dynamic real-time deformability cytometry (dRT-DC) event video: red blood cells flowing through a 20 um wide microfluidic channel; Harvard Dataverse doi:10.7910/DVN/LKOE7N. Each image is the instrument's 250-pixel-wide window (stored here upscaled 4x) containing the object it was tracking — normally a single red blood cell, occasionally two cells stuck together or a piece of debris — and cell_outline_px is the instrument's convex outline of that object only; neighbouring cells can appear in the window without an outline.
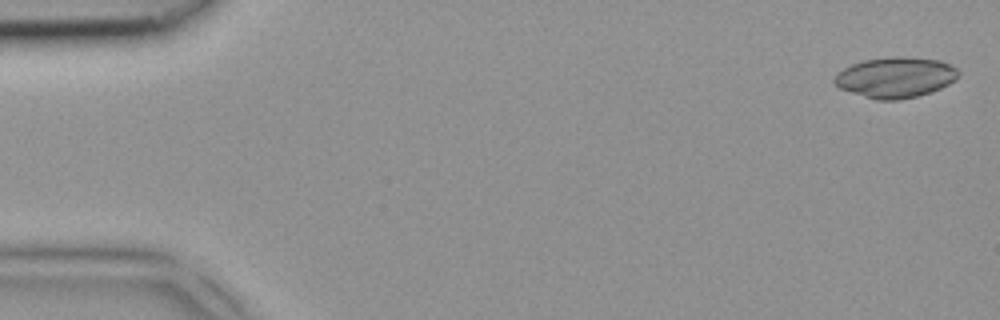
{"species": "common noctule bat (a hibernating species)", "species_latin": "Nyctalus noctula", "temperature_condition": "room temperature", "stored_images_in_passage": 4, "camera_frame_rate_fps": 3000, "um_per_image_px": 0.085, "animal": {"sex": "female", "body_mass_g": 18.4}, "frame": {"image": 1, "passage_image": 1, "time_ms": 0.0, "image_size_px": [1000, 320], "cell_outline_px": [[960, 76], [956, 80], [932, 92], [900, 100], [876, 100], [840, 88], [832, 84], [832, 80], [844, 68], [852, 64], [864, 60], [892, 56], [900, 56], [940, 60], [956, 68], [960, 72]], "centroid_in_image_um": [76.13, 6.58], "position_along_channel_um": 8.9, "area_um2": 29.36}}